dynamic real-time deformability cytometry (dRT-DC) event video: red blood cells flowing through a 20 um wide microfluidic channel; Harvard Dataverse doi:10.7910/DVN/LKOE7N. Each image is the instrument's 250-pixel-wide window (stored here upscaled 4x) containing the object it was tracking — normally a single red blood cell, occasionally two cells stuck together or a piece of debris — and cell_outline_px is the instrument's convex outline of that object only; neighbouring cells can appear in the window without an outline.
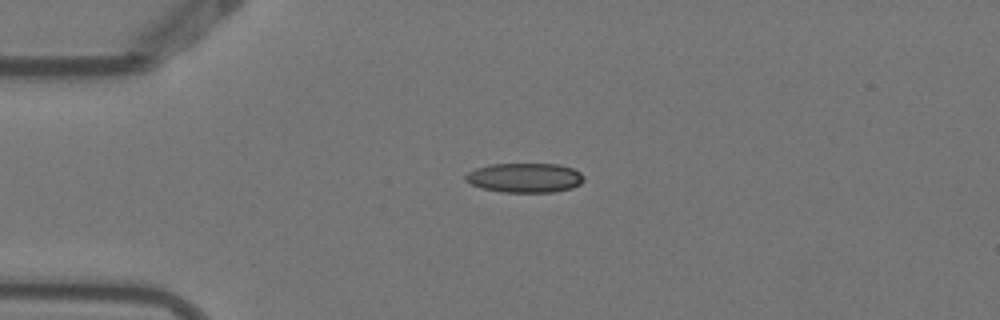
{"species": "Egyptian fruit bat (a non-hibernating species)", "species_latin": "Rousettus aegyptiacus", "temperature_condition": "warm", "stored_images_in_passage": 5, "camera_frame_rate_fps": 3000, "um_per_image_px": 0.085, "animal": {"sex": "female"}, "frame": {"image": 1, "passage_image": 5, "time_ms": 1.333, "image_size_px": [1000, 320], "cell_outline_px": [[584, 180], [580, 184], [572, 188], [556, 192], [500, 192], [484, 188], [472, 184], [464, 180], [464, 176], [468, 172], [476, 168], [488, 164], [560, 164], [572, 168], [580, 172], [584, 176]], "centroid_in_image_um": [44.62, 15.11], "position_along_channel_um": 40.4, "area_um2": 20.46}}